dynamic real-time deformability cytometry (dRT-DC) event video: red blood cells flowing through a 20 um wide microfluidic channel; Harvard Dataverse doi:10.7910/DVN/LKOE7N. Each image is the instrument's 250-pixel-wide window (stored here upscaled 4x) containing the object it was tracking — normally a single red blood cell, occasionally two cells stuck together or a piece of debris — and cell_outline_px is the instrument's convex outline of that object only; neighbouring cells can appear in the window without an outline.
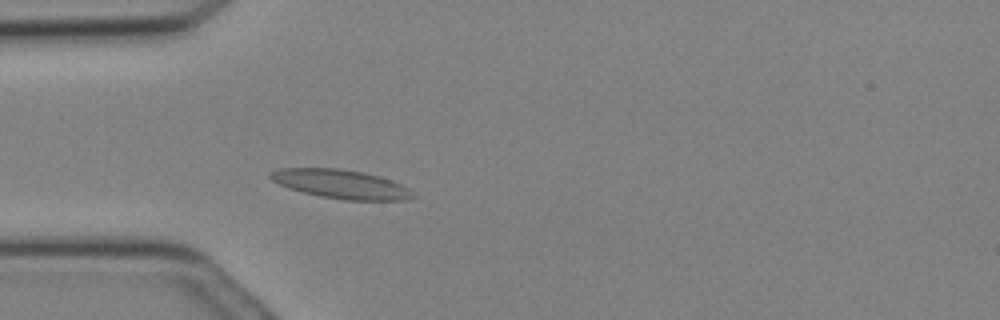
{"species": "Egyptian fruit bat (a non-hibernating species)", "species_latin": "Rousettus aegyptiacus", "temperature_condition": "cold", "stored_images_in_passage": 14, "camera_frame_rate_fps": 3000, "um_per_image_px": 0.085, "animal": {"sex": "female"}, "frame": {"image": 1, "passage_image": 8, "time_ms": 2.333, "image_size_px": [1000, 320], "cell_outline_px": [[416, 196], [404, 200], [344, 200], [320, 196], [288, 188], [272, 180], [268, 176], [272, 172], [280, 168], [336, 168], [364, 172], [392, 180], [408, 188]], "centroid_in_image_um": [28.99, 15.65], "position_along_channel_um": 56.0, "area_um2": 23.81}}
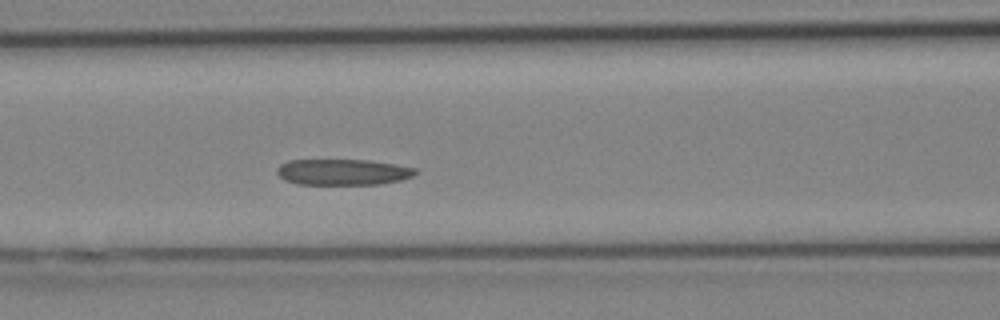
{"frame": {"image": 2, "passage_image": 12, "time_ms": 3.667, "image_size_px": [1000, 320], "cell_outline_px": [[416, 172], [412, 176], [400, 180], [380, 184], [296, 184], [284, 180], [276, 172], [276, 168], [280, 164], [288, 160], [368, 160], [416, 168]], "centroid_in_image_um": [29.08, 14.62], "position_along_channel_um": 137.5, "area_um2": 20.87}}
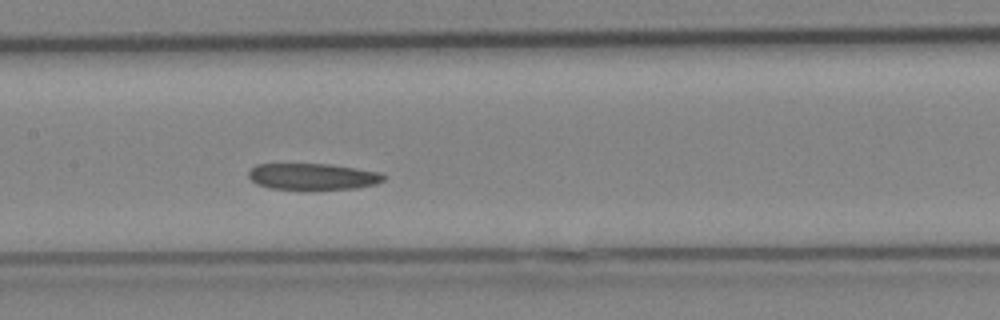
{"frame": {"image": 3, "passage_image": 14, "time_ms": 4.333, "image_size_px": [1000, 320], "cell_outline_px": [[388, 176], [384, 180], [376, 184], [356, 188], [268, 188], [256, 184], [248, 176], [248, 172], [256, 164], [332, 164], [380, 172]], "centroid_in_image_um": [26.61, 14.98], "position_along_channel_um": 180.8, "area_um2": 20.52}}